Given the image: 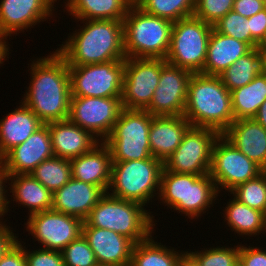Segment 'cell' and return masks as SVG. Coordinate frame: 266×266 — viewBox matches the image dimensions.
Listing matches in <instances>:
<instances>
[{"label": "cell", "instance_id": "6da1fadb", "mask_svg": "<svg viewBox=\"0 0 266 266\" xmlns=\"http://www.w3.org/2000/svg\"><path fill=\"white\" fill-rule=\"evenodd\" d=\"M32 63L22 103L44 124L68 119L71 88L66 60L55 51Z\"/></svg>", "mask_w": 266, "mask_h": 266}, {"label": "cell", "instance_id": "7a4b0ae2", "mask_svg": "<svg viewBox=\"0 0 266 266\" xmlns=\"http://www.w3.org/2000/svg\"><path fill=\"white\" fill-rule=\"evenodd\" d=\"M84 27L68 36L57 52L68 66L125 60L124 24L116 20H82ZM80 30V31H79ZM71 36V37H70Z\"/></svg>", "mask_w": 266, "mask_h": 266}, {"label": "cell", "instance_id": "3957f363", "mask_svg": "<svg viewBox=\"0 0 266 266\" xmlns=\"http://www.w3.org/2000/svg\"><path fill=\"white\" fill-rule=\"evenodd\" d=\"M184 117L194 127L211 128L221 135L234 121L231 93L219 76L193 73Z\"/></svg>", "mask_w": 266, "mask_h": 266}, {"label": "cell", "instance_id": "277c9868", "mask_svg": "<svg viewBox=\"0 0 266 266\" xmlns=\"http://www.w3.org/2000/svg\"><path fill=\"white\" fill-rule=\"evenodd\" d=\"M144 205L111 196L107 192L92 208L83 226L113 230L135 244L148 239L156 224Z\"/></svg>", "mask_w": 266, "mask_h": 266}, {"label": "cell", "instance_id": "5b68a950", "mask_svg": "<svg viewBox=\"0 0 266 266\" xmlns=\"http://www.w3.org/2000/svg\"><path fill=\"white\" fill-rule=\"evenodd\" d=\"M214 180L209 174L196 175L162 170L158 197L168 207L194 219L206 213L218 196ZM214 199V200H213Z\"/></svg>", "mask_w": 266, "mask_h": 266}, {"label": "cell", "instance_id": "8992f818", "mask_svg": "<svg viewBox=\"0 0 266 266\" xmlns=\"http://www.w3.org/2000/svg\"><path fill=\"white\" fill-rule=\"evenodd\" d=\"M123 24L126 58H166L172 21L147 14L133 4Z\"/></svg>", "mask_w": 266, "mask_h": 266}, {"label": "cell", "instance_id": "52a82bcc", "mask_svg": "<svg viewBox=\"0 0 266 266\" xmlns=\"http://www.w3.org/2000/svg\"><path fill=\"white\" fill-rule=\"evenodd\" d=\"M163 168V162L153 156L142 160L112 162L108 188L112 193H107L145 206L160 190Z\"/></svg>", "mask_w": 266, "mask_h": 266}, {"label": "cell", "instance_id": "ba28073f", "mask_svg": "<svg viewBox=\"0 0 266 266\" xmlns=\"http://www.w3.org/2000/svg\"><path fill=\"white\" fill-rule=\"evenodd\" d=\"M152 115L146 110L123 108L109 136L103 141L112 162L142 160L152 157L149 130Z\"/></svg>", "mask_w": 266, "mask_h": 266}, {"label": "cell", "instance_id": "9c48e42d", "mask_svg": "<svg viewBox=\"0 0 266 266\" xmlns=\"http://www.w3.org/2000/svg\"><path fill=\"white\" fill-rule=\"evenodd\" d=\"M213 25L194 16L173 22L165 61L192 73H202Z\"/></svg>", "mask_w": 266, "mask_h": 266}, {"label": "cell", "instance_id": "30bf717a", "mask_svg": "<svg viewBox=\"0 0 266 266\" xmlns=\"http://www.w3.org/2000/svg\"><path fill=\"white\" fill-rule=\"evenodd\" d=\"M125 60L68 66L71 96L121 97Z\"/></svg>", "mask_w": 266, "mask_h": 266}, {"label": "cell", "instance_id": "8fae6325", "mask_svg": "<svg viewBox=\"0 0 266 266\" xmlns=\"http://www.w3.org/2000/svg\"><path fill=\"white\" fill-rule=\"evenodd\" d=\"M220 135L211 128L191 126L181 144L163 163V169L201 176L209 174L213 147Z\"/></svg>", "mask_w": 266, "mask_h": 266}, {"label": "cell", "instance_id": "7c38bea8", "mask_svg": "<svg viewBox=\"0 0 266 266\" xmlns=\"http://www.w3.org/2000/svg\"><path fill=\"white\" fill-rule=\"evenodd\" d=\"M163 58H126L121 92L125 109L145 110L158 87Z\"/></svg>", "mask_w": 266, "mask_h": 266}, {"label": "cell", "instance_id": "4fadbf2b", "mask_svg": "<svg viewBox=\"0 0 266 266\" xmlns=\"http://www.w3.org/2000/svg\"><path fill=\"white\" fill-rule=\"evenodd\" d=\"M262 171L223 135L218 137L212 151L209 175L219 193L221 188L230 192L236 186L255 178Z\"/></svg>", "mask_w": 266, "mask_h": 266}, {"label": "cell", "instance_id": "5bb4252c", "mask_svg": "<svg viewBox=\"0 0 266 266\" xmlns=\"http://www.w3.org/2000/svg\"><path fill=\"white\" fill-rule=\"evenodd\" d=\"M123 109L121 97H70L68 119L103 142Z\"/></svg>", "mask_w": 266, "mask_h": 266}, {"label": "cell", "instance_id": "9a60e30c", "mask_svg": "<svg viewBox=\"0 0 266 266\" xmlns=\"http://www.w3.org/2000/svg\"><path fill=\"white\" fill-rule=\"evenodd\" d=\"M83 222L76 216L49 209L30 215L25 224L28 234L42 243L41 248L62 251L82 234Z\"/></svg>", "mask_w": 266, "mask_h": 266}, {"label": "cell", "instance_id": "2e32d148", "mask_svg": "<svg viewBox=\"0 0 266 266\" xmlns=\"http://www.w3.org/2000/svg\"><path fill=\"white\" fill-rule=\"evenodd\" d=\"M192 72L166 63L161 68L158 87L145 109L152 116H183Z\"/></svg>", "mask_w": 266, "mask_h": 266}, {"label": "cell", "instance_id": "e0dca14e", "mask_svg": "<svg viewBox=\"0 0 266 266\" xmlns=\"http://www.w3.org/2000/svg\"><path fill=\"white\" fill-rule=\"evenodd\" d=\"M0 2V32L8 37L46 21L53 15V6L57 0H1Z\"/></svg>", "mask_w": 266, "mask_h": 266}, {"label": "cell", "instance_id": "ac0fdd59", "mask_svg": "<svg viewBox=\"0 0 266 266\" xmlns=\"http://www.w3.org/2000/svg\"><path fill=\"white\" fill-rule=\"evenodd\" d=\"M54 156L47 124L11 149L2 161L9 175L30 174L42 161Z\"/></svg>", "mask_w": 266, "mask_h": 266}, {"label": "cell", "instance_id": "d6986e66", "mask_svg": "<svg viewBox=\"0 0 266 266\" xmlns=\"http://www.w3.org/2000/svg\"><path fill=\"white\" fill-rule=\"evenodd\" d=\"M82 235L93 250L98 264L130 266L135 243L128 237L93 226H82Z\"/></svg>", "mask_w": 266, "mask_h": 266}, {"label": "cell", "instance_id": "ffe728a7", "mask_svg": "<svg viewBox=\"0 0 266 266\" xmlns=\"http://www.w3.org/2000/svg\"><path fill=\"white\" fill-rule=\"evenodd\" d=\"M104 194L99 186L71 178L53 192L52 209L84 221Z\"/></svg>", "mask_w": 266, "mask_h": 266}, {"label": "cell", "instance_id": "44dd1931", "mask_svg": "<svg viewBox=\"0 0 266 266\" xmlns=\"http://www.w3.org/2000/svg\"><path fill=\"white\" fill-rule=\"evenodd\" d=\"M47 125L54 156L71 160L91 151L100 143L95 135L69 119L50 122Z\"/></svg>", "mask_w": 266, "mask_h": 266}, {"label": "cell", "instance_id": "7402d4cb", "mask_svg": "<svg viewBox=\"0 0 266 266\" xmlns=\"http://www.w3.org/2000/svg\"><path fill=\"white\" fill-rule=\"evenodd\" d=\"M222 135L266 171V129L262 125L253 118L234 120Z\"/></svg>", "mask_w": 266, "mask_h": 266}, {"label": "cell", "instance_id": "603a6c76", "mask_svg": "<svg viewBox=\"0 0 266 266\" xmlns=\"http://www.w3.org/2000/svg\"><path fill=\"white\" fill-rule=\"evenodd\" d=\"M191 126L184 116H152L149 130L152 156L164 163L181 144Z\"/></svg>", "mask_w": 266, "mask_h": 266}, {"label": "cell", "instance_id": "cb8c5ba5", "mask_svg": "<svg viewBox=\"0 0 266 266\" xmlns=\"http://www.w3.org/2000/svg\"><path fill=\"white\" fill-rule=\"evenodd\" d=\"M72 178L99 186L108 192L112 157L109 147L101 142L91 151L70 160Z\"/></svg>", "mask_w": 266, "mask_h": 266}, {"label": "cell", "instance_id": "d4e9b609", "mask_svg": "<svg viewBox=\"0 0 266 266\" xmlns=\"http://www.w3.org/2000/svg\"><path fill=\"white\" fill-rule=\"evenodd\" d=\"M20 103L0 120V159L44 125L25 104Z\"/></svg>", "mask_w": 266, "mask_h": 266}, {"label": "cell", "instance_id": "484cf974", "mask_svg": "<svg viewBox=\"0 0 266 266\" xmlns=\"http://www.w3.org/2000/svg\"><path fill=\"white\" fill-rule=\"evenodd\" d=\"M251 50L247 43L221 34L213 28L202 74L219 76L238 58L245 56Z\"/></svg>", "mask_w": 266, "mask_h": 266}, {"label": "cell", "instance_id": "4316f807", "mask_svg": "<svg viewBox=\"0 0 266 266\" xmlns=\"http://www.w3.org/2000/svg\"><path fill=\"white\" fill-rule=\"evenodd\" d=\"M135 0H67L69 15L80 20L123 21Z\"/></svg>", "mask_w": 266, "mask_h": 266}, {"label": "cell", "instance_id": "83f0119b", "mask_svg": "<svg viewBox=\"0 0 266 266\" xmlns=\"http://www.w3.org/2000/svg\"><path fill=\"white\" fill-rule=\"evenodd\" d=\"M11 180V190L13 201L28 207L29 216L52 209L53 193L45 188L38 180L30 174L9 175Z\"/></svg>", "mask_w": 266, "mask_h": 266}, {"label": "cell", "instance_id": "f1b7e54d", "mask_svg": "<svg viewBox=\"0 0 266 266\" xmlns=\"http://www.w3.org/2000/svg\"><path fill=\"white\" fill-rule=\"evenodd\" d=\"M230 93L234 120L253 118L266 100V73L262 71L250 83Z\"/></svg>", "mask_w": 266, "mask_h": 266}, {"label": "cell", "instance_id": "f546056e", "mask_svg": "<svg viewBox=\"0 0 266 266\" xmlns=\"http://www.w3.org/2000/svg\"><path fill=\"white\" fill-rule=\"evenodd\" d=\"M225 210V221L231 228L232 232L239 235L252 236L257 233H266V214L257 209L250 208L246 204L239 202L233 198L227 202Z\"/></svg>", "mask_w": 266, "mask_h": 266}, {"label": "cell", "instance_id": "4dcf8cb0", "mask_svg": "<svg viewBox=\"0 0 266 266\" xmlns=\"http://www.w3.org/2000/svg\"><path fill=\"white\" fill-rule=\"evenodd\" d=\"M263 71L262 53L253 48L245 56L238 58L219 77L229 90H235L250 83Z\"/></svg>", "mask_w": 266, "mask_h": 266}, {"label": "cell", "instance_id": "1f68e13d", "mask_svg": "<svg viewBox=\"0 0 266 266\" xmlns=\"http://www.w3.org/2000/svg\"><path fill=\"white\" fill-rule=\"evenodd\" d=\"M152 235L139 243H136L132 250L130 266H178L179 253L174 249H168L152 239Z\"/></svg>", "mask_w": 266, "mask_h": 266}, {"label": "cell", "instance_id": "d6a6232c", "mask_svg": "<svg viewBox=\"0 0 266 266\" xmlns=\"http://www.w3.org/2000/svg\"><path fill=\"white\" fill-rule=\"evenodd\" d=\"M30 175L53 193L72 178L70 160L53 156L42 161Z\"/></svg>", "mask_w": 266, "mask_h": 266}, {"label": "cell", "instance_id": "836d02e7", "mask_svg": "<svg viewBox=\"0 0 266 266\" xmlns=\"http://www.w3.org/2000/svg\"><path fill=\"white\" fill-rule=\"evenodd\" d=\"M134 4L147 14L179 21L193 16L195 0H135Z\"/></svg>", "mask_w": 266, "mask_h": 266}, {"label": "cell", "instance_id": "e575fe53", "mask_svg": "<svg viewBox=\"0 0 266 266\" xmlns=\"http://www.w3.org/2000/svg\"><path fill=\"white\" fill-rule=\"evenodd\" d=\"M234 198L266 214V171L230 191Z\"/></svg>", "mask_w": 266, "mask_h": 266}, {"label": "cell", "instance_id": "d590c367", "mask_svg": "<svg viewBox=\"0 0 266 266\" xmlns=\"http://www.w3.org/2000/svg\"><path fill=\"white\" fill-rule=\"evenodd\" d=\"M213 28L217 32L245 42L251 47L249 18H245L239 13L231 10L223 18L216 22L213 25Z\"/></svg>", "mask_w": 266, "mask_h": 266}, {"label": "cell", "instance_id": "8d00e7d4", "mask_svg": "<svg viewBox=\"0 0 266 266\" xmlns=\"http://www.w3.org/2000/svg\"><path fill=\"white\" fill-rule=\"evenodd\" d=\"M204 250L189 252L200 266H234L239 260L240 245L234 248L224 246Z\"/></svg>", "mask_w": 266, "mask_h": 266}, {"label": "cell", "instance_id": "74e56055", "mask_svg": "<svg viewBox=\"0 0 266 266\" xmlns=\"http://www.w3.org/2000/svg\"><path fill=\"white\" fill-rule=\"evenodd\" d=\"M61 253L65 266H95L98 264L93 250L82 234L69 243Z\"/></svg>", "mask_w": 266, "mask_h": 266}, {"label": "cell", "instance_id": "f35d334b", "mask_svg": "<svg viewBox=\"0 0 266 266\" xmlns=\"http://www.w3.org/2000/svg\"><path fill=\"white\" fill-rule=\"evenodd\" d=\"M234 0H195L193 16L214 25L233 9Z\"/></svg>", "mask_w": 266, "mask_h": 266}, {"label": "cell", "instance_id": "ab89813d", "mask_svg": "<svg viewBox=\"0 0 266 266\" xmlns=\"http://www.w3.org/2000/svg\"><path fill=\"white\" fill-rule=\"evenodd\" d=\"M26 266H65L61 251L39 249L25 250Z\"/></svg>", "mask_w": 266, "mask_h": 266}, {"label": "cell", "instance_id": "60d3db41", "mask_svg": "<svg viewBox=\"0 0 266 266\" xmlns=\"http://www.w3.org/2000/svg\"><path fill=\"white\" fill-rule=\"evenodd\" d=\"M251 48H257L266 35V9L249 18Z\"/></svg>", "mask_w": 266, "mask_h": 266}, {"label": "cell", "instance_id": "b9f144b4", "mask_svg": "<svg viewBox=\"0 0 266 266\" xmlns=\"http://www.w3.org/2000/svg\"><path fill=\"white\" fill-rule=\"evenodd\" d=\"M239 260L244 266H266V250L240 244Z\"/></svg>", "mask_w": 266, "mask_h": 266}, {"label": "cell", "instance_id": "7bdbcfd3", "mask_svg": "<svg viewBox=\"0 0 266 266\" xmlns=\"http://www.w3.org/2000/svg\"><path fill=\"white\" fill-rule=\"evenodd\" d=\"M25 248L17 241L2 257L0 266H26Z\"/></svg>", "mask_w": 266, "mask_h": 266}, {"label": "cell", "instance_id": "ee69618b", "mask_svg": "<svg viewBox=\"0 0 266 266\" xmlns=\"http://www.w3.org/2000/svg\"><path fill=\"white\" fill-rule=\"evenodd\" d=\"M263 9L265 8L262 0H234L232 10L245 18H250Z\"/></svg>", "mask_w": 266, "mask_h": 266}, {"label": "cell", "instance_id": "f6af8a7d", "mask_svg": "<svg viewBox=\"0 0 266 266\" xmlns=\"http://www.w3.org/2000/svg\"><path fill=\"white\" fill-rule=\"evenodd\" d=\"M0 219V261L8 250L18 241V237L10 229V226L4 224ZM9 227V228H8Z\"/></svg>", "mask_w": 266, "mask_h": 266}, {"label": "cell", "instance_id": "bcb514c9", "mask_svg": "<svg viewBox=\"0 0 266 266\" xmlns=\"http://www.w3.org/2000/svg\"><path fill=\"white\" fill-rule=\"evenodd\" d=\"M8 177H9V174L5 169V165L2 159H0V218L4 216L9 210L8 205L10 201L8 200L7 195H5L8 190L4 189L6 188L4 183H7L6 181H8Z\"/></svg>", "mask_w": 266, "mask_h": 266}, {"label": "cell", "instance_id": "7dc6e473", "mask_svg": "<svg viewBox=\"0 0 266 266\" xmlns=\"http://www.w3.org/2000/svg\"><path fill=\"white\" fill-rule=\"evenodd\" d=\"M7 38L8 37L4 33L0 32V64L4 63L3 61L6 59V56L9 58V44L5 41Z\"/></svg>", "mask_w": 266, "mask_h": 266}, {"label": "cell", "instance_id": "c3c4849f", "mask_svg": "<svg viewBox=\"0 0 266 266\" xmlns=\"http://www.w3.org/2000/svg\"><path fill=\"white\" fill-rule=\"evenodd\" d=\"M178 266H200L196 259L187 251L183 252L179 258Z\"/></svg>", "mask_w": 266, "mask_h": 266}, {"label": "cell", "instance_id": "681fc988", "mask_svg": "<svg viewBox=\"0 0 266 266\" xmlns=\"http://www.w3.org/2000/svg\"><path fill=\"white\" fill-rule=\"evenodd\" d=\"M253 119L266 129V100L261 104Z\"/></svg>", "mask_w": 266, "mask_h": 266}, {"label": "cell", "instance_id": "f907efd6", "mask_svg": "<svg viewBox=\"0 0 266 266\" xmlns=\"http://www.w3.org/2000/svg\"><path fill=\"white\" fill-rule=\"evenodd\" d=\"M262 53V65H263V72L266 73V50H260Z\"/></svg>", "mask_w": 266, "mask_h": 266}, {"label": "cell", "instance_id": "816d5d0a", "mask_svg": "<svg viewBox=\"0 0 266 266\" xmlns=\"http://www.w3.org/2000/svg\"><path fill=\"white\" fill-rule=\"evenodd\" d=\"M259 50H266V35L257 47Z\"/></svg>", "mask_w": 266, "mask_h": 266}, {"label": "cell", "instance_id": "f5cc1de1", "mask_svg": "<svg viewBox=\"0 0 266 266\" xmlns=\"http://www.w3.org/2000/svg\"><path fill=\"white\" fill-rule=\"evenodd\" d=\"M234 266H244V264H243L240 260H238V261L234 264Z\"/></svg>", "mask_w": 266, "mask_h": 266}]
</instances>
